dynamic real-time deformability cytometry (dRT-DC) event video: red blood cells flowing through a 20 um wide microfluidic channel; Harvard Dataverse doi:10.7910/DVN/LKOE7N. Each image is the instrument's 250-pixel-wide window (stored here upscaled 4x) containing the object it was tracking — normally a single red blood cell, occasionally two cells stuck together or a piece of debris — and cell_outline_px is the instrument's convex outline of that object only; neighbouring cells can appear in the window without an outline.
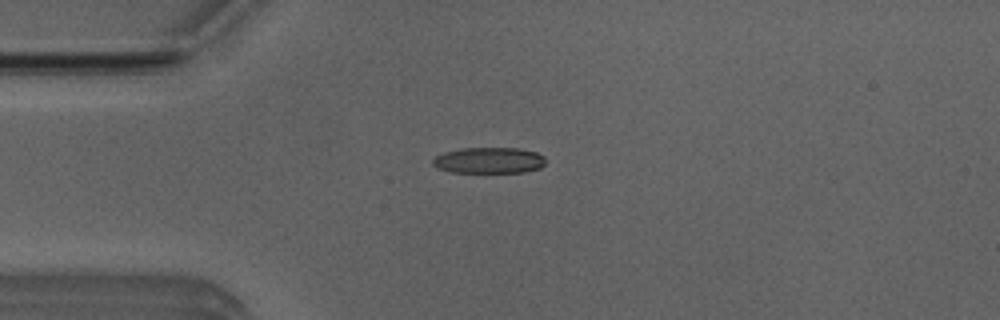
{"species": "Egyptian fruit bat (a non-hibernating species)", "species_latin": "Rousettus aegyptiacus", "temperature_condition": "room temperature", "stored_images_in_passage": 52, "camera_frame_rate_fps": 3000, "um_per_image_px": 0.085, "animal": {"sex": "male"}, "frame": {"image": 1, "passage_image": 13, "time_ms": 4.0, "image_size_px": [1000, 320], "cell_outline_px": [[544, 164], [540, 168], [524, 172], [448, 172], [436, 168], [432, 164], [432, 160], [436, 156], [444, 152], [460, 148], [516, 148], [536, 152], [544, 156]], "centroid_in_image_um": [41.52, 13.63], "position_along_channel_um": 43.5, "area_um2": 17.17}}
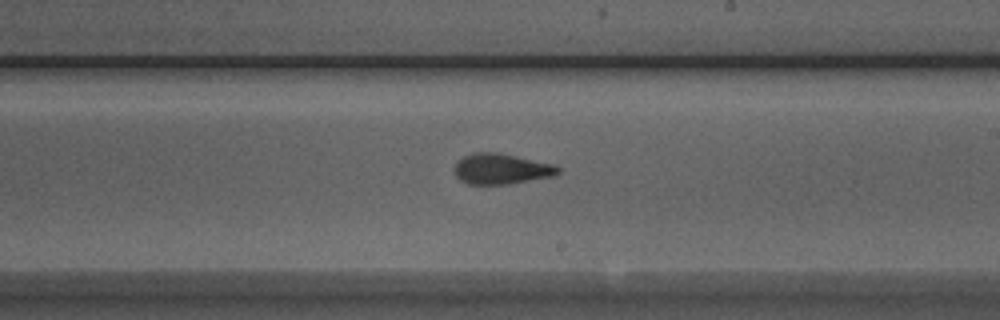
{"frame": {"image": 2, "passage_image": 30, "time_ms": 9.667, "image_size_px": [1000, 320], "cell_outline_px": [[560, 172], [556, 176], [508, 184], [468, 184], [460, 180], [456, 176], [456, 164], [464, 156], [476, 152], [496, 152], [556, 164], [560, 168]], "centroid_in_image_um": [42.68, 14.36], "position_along_channel_um": 246.3, "area_um2": 18.44}}
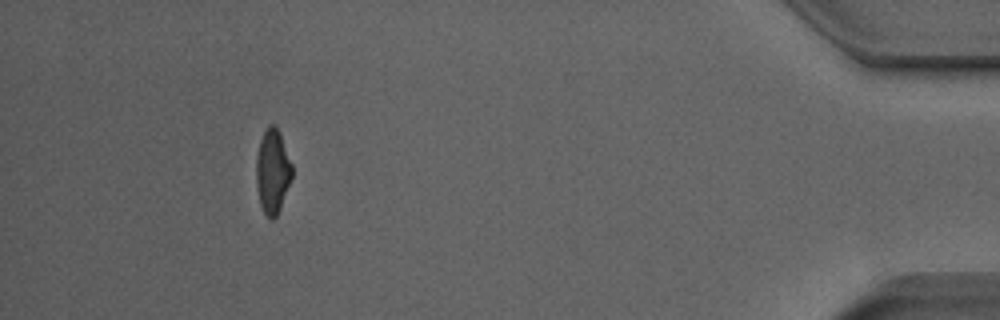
{"frame": {"image": 3, "passage_image": 48, "time_ms": 15.667, "image_size_px": [1000, 320], "cell_outline_px": [[292, 176], [280, 208], [276, 216], [272, 220], [264, 212], [260, 204], [256, 188], [256, 156], [260, 140], [268, 124], [276, 124], [280, 132], [292, 164]], "centroid_in_image_um": [23.16, 14.52], "position_along_channel_um": 412.0, "area_um2": 17.63}, "authors_computed_cell_mechanics": {"area_um2": 17.8891, "velocity_mm_per_s": 3.8911, "shape_relaxation_time_tau1_ms": 4.7656, "shape_relaxation_time_tau2_ms": 1.0699, "deformation_change_tau1": 0.1718, "deformation_change_tau2": 0.0824}}